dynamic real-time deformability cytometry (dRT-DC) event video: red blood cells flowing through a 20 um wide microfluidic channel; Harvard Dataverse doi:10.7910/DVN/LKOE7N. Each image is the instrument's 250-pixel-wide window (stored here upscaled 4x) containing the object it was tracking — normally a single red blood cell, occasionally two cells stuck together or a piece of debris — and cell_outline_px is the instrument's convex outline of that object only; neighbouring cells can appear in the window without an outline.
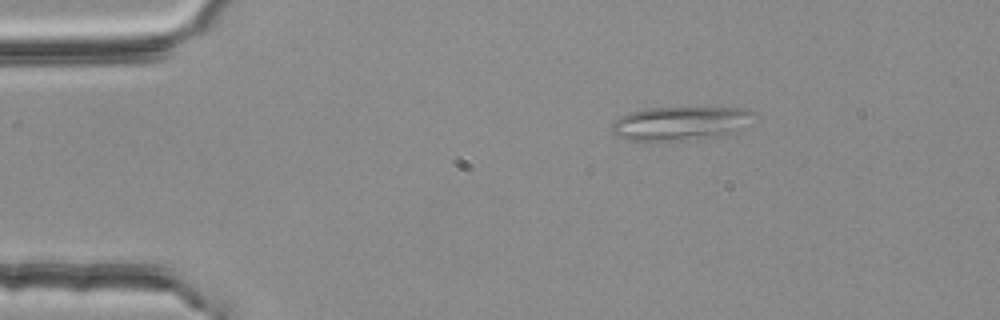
{"species": "common noctule bat (a hibernating species)", "species_latin": "Nyctalus noctula", "temperature_condition": "room temperature", "stored_images_in_passage": 3, "camera_frame_rate_fps": 3000, "um_per_image_px": 0.085, "animal": {"sex": "female", "body_mass_g": 25.1}, "frame": {"image": 1, "passage_image": 2, "time_ms": 0.333, "image_size_px": [1000, 320], "cell_outline_px": [[756, 112], [736, 132], [688, 140], [624, 140], [616, 136], [612, 132], [612, 120], [620, 116], [632, 112], [648, 108], [740, 108]], "centroid_in_image_um": [57.73, 10.48], "position_along_channel_um": 27.3, "area_um2": 27.46}}